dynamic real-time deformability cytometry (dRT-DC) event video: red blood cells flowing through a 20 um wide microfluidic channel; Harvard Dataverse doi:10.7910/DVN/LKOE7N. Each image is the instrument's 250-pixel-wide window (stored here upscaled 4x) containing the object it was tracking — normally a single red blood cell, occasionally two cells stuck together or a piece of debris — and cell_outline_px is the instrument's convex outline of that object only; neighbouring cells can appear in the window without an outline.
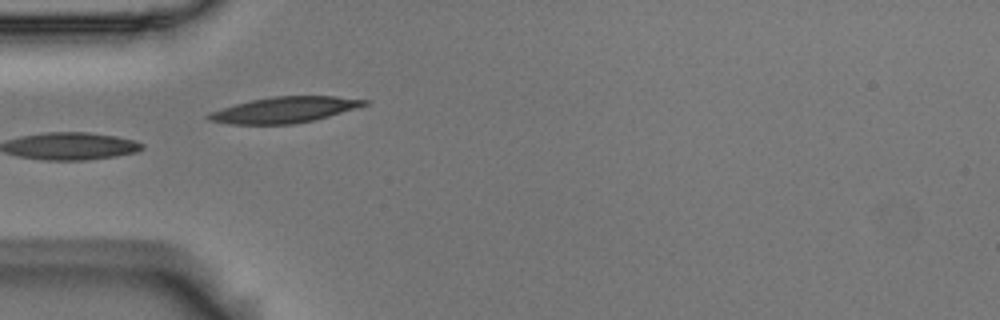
{"species": "Egyptian fruit bat (a non-hibernating species)", "species_latin": "Rousettus aegyptiacus", "temperature_condition": "room temperature", "stored_images_in_passage": 5, "camera_frame_rate_fps": 3000, "um_per_image_px": 0.085, "animal": {"sex": "male"}, "frame": {"image": 1, "passage_image": 5, "time_ms": 1.333, "image_size_px": [1000, 320], "cell_outline_px": [[368, 104], [356, 108], [328, 116], [312, 120], [292, 124], [232, 124], [208, 120], [204, 116], [208, 112], [220, 108], [252, 100], [272, 96], [336, 96], [368, 100]], "centroid_in_image_um": [24.13, 9.33], "position_along_channel_um": 60.9, "area_um2": 23.35}}